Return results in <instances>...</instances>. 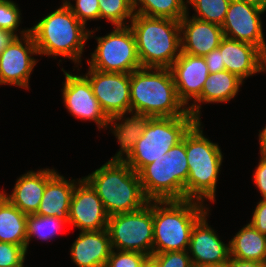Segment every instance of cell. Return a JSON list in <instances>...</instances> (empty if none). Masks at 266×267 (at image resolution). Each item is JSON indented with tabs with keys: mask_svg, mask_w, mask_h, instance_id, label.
Here are the masks:
<instances>
[{
	"mask_svg": "<svg viewBox=\"0 0 266 267\" xmlns=\"http://www.w3.org/2000/svg\"><path fill=\"white\" fill-rule=\"evenodd\" d=\"M140 267H156L155 259L152 256H148L140 265Z\"/></svg>",
	"mask_w": 266,
	"mask_h": 267,
	"instance_id": "7bdbcfd3",
	"label": "cell"
},
{
	"mask_svg": "<svg viewBox=\"0 0 266 267\" xmlns=\"http://www.w3.org/2000/svg\"><path fill=\"white\" fill-rule=\"evenodd\" d=\"M18 36L8 30L0 28V54L11 44Z\"/></svg>",
	"mask_w": 266,
	"mask_h": 267,
	"instance_id": "ab89813d",
	"label": "cell"
},
{
	"mask_svg": "<svg viewBox=\"0 0 266 267\" xmlns=\"http://www.w3.org/2000/svg\"><path fill=\"white\" fill-rule=\"evenodd\" d=\"M181 52L205 56L219 47L224 33L220 25L189 17V11L180 20Z\"/></svg>",
	"mask_w": 266,
	"mask_h": 267,
	"instance_id": "d6986e66",
	"label": "cell"
},
{
	"mask_svg": "<svg viewBox=\"0 0 266 267\" xmlns=\"http://www.w3.org/2000/svg\"><path fill=\"white\" fill-rule=\"evenodd\" d=\"M206 212L193 226L188 254L193 267L226 264L230 257V247L220 240L217 231L208 225Z\"/></svg>",
	"mask_w": 266,
	"mask_h": 267,
	"instance_id": "2e32d148",
	"label": "cell"
},
{
	"mask_svg": "<svg viewBox=\"0 0 266 267\" xmlns=\"http://www.w3.org/2000/svg\"><path fill=\"white\" fill-rule=\"evenodd\" d=\"M47 184V168L26 171L16 180L11 194L3 190L4 196L20 211L35 214L41 203Z\"/></svg>",
	"mask_w": 266,
	"mask_h": 267,
	"instance_id": "cb8c5ba5",
	"label": "cell"
},
{
	"mask_svg": "<svg viewBox=\"0 0 266 267\" xmlns=\"http://www.w3.org/2000/svg\"><path fill=\"white\" fill-rule=\"evenodd\" d=\"M195 200L153 201V253L188 250L195 223L208 204Z\"/></svg>",
	"mask_w": 266,
	"mask_h": 267,
	"instance_id": "3957f363",
	"label": "cell"
},
{
	"mask_svg": "<svg viewBox=\"0 0 266 267\" xmlns=\"http://www.w3.org/2000/svg\"><path fill=\"white\" fill-rule=\"evenodd\" d=\"M134 13L180 21L188 11L185 0H131Z\"/></svg>",
	"mask_w": 266,
	"mask_h": 267,
	"instance_id": "4316f807",
	"label": "cell"
},
{
	"mask_svg": "<svg viewBox=\"0 0 266 267\" xmlns=\"http://www.w3.org/2000/svg\"><path fill=\"white\" fill-rule=\"evenodd\" d=\"M207 63L208 71L210 74L224 71L225 65L221 59V52L219 48L212 50L209 54L203 56Z\"/></svg>",
	"mask_w": 266,
	"mask_h": 267,
	"instance_id": "74e56055",
	"label": "cell"
},
{
	"mask_svg": "<svg viewBox=\"0 0 266 267\" xmlns=\"http://www.w3.org/2000/svg\"><path fill=\"white\" fill-rule=\"evenodd\" d=\"M129 27L142 67L170 68L180 56V21L134 13Z\"/></svg>",
	"mask_w": 266,
	"mask_h": 267,
	"instance_id": "8992f818",
	"label": "cell"
},
{
	"mask_svg": "<svg viewBox=\"0 0 266 267\" xmlns=\"http://www.w3.org/2000/svg\"><path fill=\"white\" fill-rule=\"evenodd\" d=\"M65 220L55 216H41L37 214L27 215L26 252L32 238L47 241L59 234L61 226L67 225ZM58 233V234H57Z\"/></svg>",
	"mask_w": 266,
	"mask_h": 267,
	"instance_id": "83f0119b",
	"label": "cell"
},
{
	"mask_svg": "<svg viewBox=\"0 0 266 267\" xmlns=\"http://www.w3.org/2000/svg\"><path fill=\"white\" fill-rule=\"evenodd\" d=\"M112 249L153 254V201L133 212L110 215L107 224Z\"/></svg>",
	"mask_w": 266,
	"mask_h": 267,
	"instance_id": "30bf717a",
	"label": "cell"
},
{
	"mask_svg": "<svg viewBox=\"0 0 266 267\" xmlns=\"http://www.w3.org/2000/svg\"><path fill=\"white\" fill-rule=\"evenodd\" d=\"M63 2H62V5H69L71 2H70V0H62Z\"/></svg>",
	"mask_w": 266,
	"mask_h": 267,
	"instance_id": "f6af8a7d",
	"label": "cell"
},
{
	"mask_svg": "<svg viewBox=\"0 0 266 267\" xmlns=\"http://www.w3.org/2000/svg\"><path fill=\"white\" fill-rule=\"evenodd\" d=\"M95 39L98 45L87 60L89 68L130 74L142 67L135 36L129 26H114L113 31Z\"/></svg>",
	"mask_w": 266,
	"mask_h": 267,
	"instance_id": "9c48e42d",
	"label": "cell"
},
{
	"mask_svg": "<svg viewBox=\"0 0 266 267\" xmlns=\"http://www.w3.org/2000/svg\"><path fill=\"white\" fill-rule=\"evenodd\" d=\"M197 121L189 112L179 117L150 118L126 163L138 173L182 141Z\"/></svg>",
	"mask_w": 266,
	"mask_h": 267,
	"instance_id": "ba28073f",
	"label": "cell"
},
{
	"mask_svg": "<svg viewBox=\"0 0 266 267\" xmlns=\"http://www.w3.org/2000/svg\"><path fill=\"white\" fill-rule=\"evenodd\" d=\"M84 76L108 118L131 111L130 74L103 72L88 68Z\"/></svg>",
	"mask_w": 266,
	"mask_h": 267,
	"instance_id": "8fae6325",
	"label": "cell"
},
{
	"mask_svg": "<svg viewBox=\"0 0 266 267\" xmlns=\"http://www.w3.org/2000/svg\"><path fill=\"white\" fill-rule=\"evenodd\" d=\"M195 11L192 17L222 26L231 0H186Z\"/></svg>",
	"mask_w": 266,
	"mask_h": 267,
	"instance_id": "f1b7e54d",
	"label": "cell"
},
{
	"mask_svg": "<svg viewBox=\"0 0 266 267\" xmlns=\"http://www.w3.org/2000/svg\"><path fill=\"white\" fill-rule=\"evenodd\" d=\"M218 48L225 70L243 82L250 76L266 72V55L255 45L224 37Z\"/></svg>",
	"mask_w": 266,
	"mask_h": 267,
	"instance_id": "ac0fdd59",
	"label": "cell"
},
{
	"mask_svg": "<svg viewBox=\"0 0 266 267\" xmlns=\"http://www.w3.org/2000/svg\"><path fill=\"white\" fill-rule=\"evenodd\" d=\"M109 215L92 186L82 177L75 185L69 207V223L80 231L107 229Z\"/></svg>",
	"mask_w": 266,
	"mask_h": 267,
	"instance_id": "9a60e30c",
	"label": "cell"
},
{
	"mask_svg": "<svg viewBox=\"0 0 266 267\" xmlns=\"http://www.w3.org/2000/svg\"><path fill=\"white\" fill-rule=\"evenodd\" d=\"M203 267H227V265L223 264V265H212V266H203Z\"/></svg>",
	"mask_w": 266,
	"mask_h": 267,
	"instance_id": "ee69618b",
	"label": "cell"
},
{
	"mask_svg": "<svg viewBox=\"0 0 266 267\" xmlns=\"http://www.w3.org/2000/svg\"><path fill=\"white\" fill-rule=\"evenodd\" d=\"M230 257L266 263V235L250 223L243 226L229 241Z\"/></svg>",
	"mask_w": 266,
	"mask_h": 267,
	"instance_id": "d4e9b609",
	"label": "cell"
},
{
	"mask_svg": "<svg viewBox=\"0 0 266 267\" xmlns=\"http://www.w3.org/2000/svg\"><path fill=\"white\" fill-rule=\"evenodd\" d=\"M266 10V0H239Z\"/></svg>",
	"mask_w": 266,
	"mask_h": 267,
	"instance_id": "b9f144b4",
	"label": "cell"
},
{
	"mask_svg": "<svg viewBox=\"0 0 266 267\" xmlns=\"http://www.w3.org/2000/svg\"><path fill=\"white\" fill-rule=\"evenodd\" d=\"M189 173L186 134L174 147L144 166L139 172L143 192L149 201L185 200Z\"/></svg>",
	"mask_w": 266,
	"mask_h": 267,
	"instance_id": "52a82bcc",
	"label": "cell"
},
{
	"mask_svg": "<svg viewBox=\"0 0 266 267\" xmlns=\"http://www.w3.org/2000/svg\"><path fill=\"white\" fill-rule=\"evenodd\" d=\"M111 252L107 229L81 231L70 248L71 260L77 267H105Z\"/></svg>",
	"mask_w": 266,
	"mask_h": 267,
	"instance_id": "ffe728a7",
	"label": "cell"
},
{
	"mask_svg": "<svg viewBox=\"0 0 266 267\" xmlns=\"http://www.w3.org/2000/svg\"><path fill=\"white\" fill-rule=\"evenodd\" d=\"M21 11L12 0H0V28L11 31L17 36V31L21 36L30 33V28L19 30L18 27L21 23ZM21 31V32H20Z\"/></svg>",
	"mask_w": 266,
	"mask_h": 267,
	"instance_id": "4dcf8cb0",
	"label": "cell"
},
{
	"mask_svg": "<svg viewBox=\"0 0 266 267\" xmlns=\"http://www.w3.org/2000/svg\"><path fill=\"white\" fill-rule=\"evenodd\" d=\"M26 246L0 242V267H24Z\"/></svg>",
	"mask_w": 266,
	"mask_h": 267,
	"instance_id": "1f68e13d",
	"label": "cell"
},
{
	"mask_svg": "<svg viewBox=\"0 0 266 267\" xmlns=\"http://www.w3.org/2000/svg\"><path fill=\"white\" fill-rule=\"evenodd\" d=\"M83 178L100 197L109 216L133 212L149 203L138 173L126 162L107 161Z\"/></svg>",
	"mask_w": 266,
	"mask_h": 267,
	"instance_id": "5b68a950",
	"label": "cell"
},
{
	"mask_svg": "<svg viewBox=\"0 0 266 267\" xmlns=\"http://www.w3.org/2000/svg\"><path fill=\"white\" fill-rule=\"evenodd\" d=\"M86 28L68 6L61 5L33 25L30 33L38 55L68 58L78 67L86 41L94 37L95 30Z\"/></svg>",
	"mask_w": 266,
	"mask_h": 267,
	"instance_id": "6da1fadb",
	"label": "cell"
},
{
	"mask_svg": "<svg viewBox=\"0 0 266 267\" xmlns=\"http://www.w3.org/2000/svg\"><path fill=\"white\" fill-rule=\"evenodd\" d=\"M61 70L65 75L61 89L65 108L77 119L91 120L96 123L98 130L104 129L109 118L94 96L89 80L83 74L74 75L63 68Z\"/></svg>",
	"mask_w": 266,
	"mask_h": 267,
	"instance_id": "4fadbf2b",
	"label": "cell"
},
{
	"mask_svg": "<svg viewBox=\"0 0 266 267\" xmlns=\"http://www.w3.org/2000/svg\"><path fill=\"white\" fill-rule=\"evenodd\" d=\"M265 11L239 0H231L221 26L224 37L253 44L266 55V41L260 17Z\"/></svg>",
	"mask_w": 266,
	"mask_h": 267,
	"instance_id": "5bb4252c",
	"label": "cell"
},
{
	"mask_svg": "<svg viewBox=\"0 0 266 267\" xmlns=\"http://www.w3.org/2000/svg\"><path fill=\"white\" fill-rule=\"evenodd\" d=\"M259 146H260V154L266 155V125L259 130Z\"/></svg>",
	"mask_w": 266,
	"mask_h": 267,
	"instance_id": "60d3db41",
	"label": "cell"
},
{
	"mask_svg": "<svg viewBox=\"0 0 266 267\" xmlns=\"http://www.w3.org/2000/svg\"><path fill=\"white\" fill-rule=\"evenodd\" d=\"M156 267H193L187 250L153 253Z\"/></svg>",
	"mask_w": 266,
	"mask_h": 267,
	"instance_id": "e575fe53",
	"label": "cell"
},
{
	"mask_svg": "<svg viewBox=\"0 0 266 267\" xmlns=\"http://www.w3.org/2000/svg\"><path fill=\"white\" fill-rule=\"evenodd\" d=\"M98 1L100 20L105 19L108 22L112 23V25L114 26H129V23L134 16L131 0ZM127 19H129V21Z\"/></svg>",
	"mask_w": 266,
	"mask_h": 267,
	"instance_id": "f546056e",
	"label": "cell"
},
{
	"mask_svg": "<svg viewBox=\"0 0 266 267\" xmlns=\"http://www.w3.org/2000/svg\"><path fill=\"white\" fill-rule=\"evenodd\" d=\"M38 50L31 33L18 36L0 54V85L29 89V80L38 60Z\"/></svg>",
	"mask_w": 266,
	"mask_h": 267,
	"instance_id": "7c38bea8",
	"label": "cell"
},
{
	"mask_svg": "<svg viewBox=\"0 0 266 267\" xmlns=\"http://www.w3.org/2000/svg\"><path fill=\"white\" fill-rule=\"evenodd\" d=\"M202 122L197 121L186 133L189 173L185 199L215 202L216 187L223 154L217 143L204 136Z\"/></svg>",
	"mask_w": 266,
	"mask_h": 267,
	"instance_id": "277c9868",
	"label": "cell"
},
{
	"mask_svg": "<svg viewBox=\"0 0 266 267\" xmlns=\"http://www.w3.org/2000/svg\"><path fill=\"white\" fill-rule=\"evenodd\" d=\"M253 181L261 194V199H266V155L260 154L258 165L253 174Z\"/></svg>",
	"mask_w": 266,
	"mask_h": 267,
	"instance_id": "8d00e7d4",
	"label": "cell"
},
{
	"mask_svg": "<svg viewBox=\"0 0 266 267\" xmlns=\"http://www.w3.org/2000/svg\"><path fill=\"white\" fill-rule=\"evenodd\" d=\"M249 223L261 234L266 235V199H261L255 207Z\"/></svg>",
	"mask_w": 266,
	"mask_h": 267,
	"instance_id": "d590c367",
	"label": "cell"
},
{
	"mask_svg": "<svg viewBox=\"0 0 266 267\" xmlns=\"http://www.w3.org/2000/svg\"><path fill=\"white\" fill-rule=\"evenodd\" d=\"M226 265L227 267H266V263L250 260H239L232 257H229Z\"/></svg>",
	"mask_w": 266,
	"mask_h": 267,
	"instance_id": "f35d334b",
	"label": "cell"
},
{
	"mask_svg": "<svg viewBox=\"0 0 266 267\" xmlns=\"http://www.w3.org/2000/svg\"><path fill=\"white\" fill-rule=\"evenodd\" d=\"M80 180L67 179L55 168H47V184L39 208L35 214L55 216L69 223V207L76 183Z\"/></svg>",
	"mask_w": 266,
	"mask_h": 267,
	"instance_id": "44dd1931",
	"label": "cell"
},
{
	"mask_svg": "<svg viewBox=\"0 0 266 267\" xmlns=\"http://www.w3.org/2000/svg\"><path fill=\"white\" fill-rule=\"evenodd\" d=\"M3 196H4V194H3V190H2V191L0 190V199H1Z\"/></svg>",
	"mask_w": 266,
	"mask_h": 267,
	"instance_id": "bcb514c9",
	"label": "cell"
},
{
	"mask_svg": "<svg viewBox=\"0 0 266 267\" xmlns=\"http://www.w3.org/2000/svg\"><path fill=\"white\" fill-rule=\"evenodd\" d=\"M148 255L141 252L112 249L106 267H140Z\"/></svg>",
	"mask_w": 266,
	"mask_h": 267,
	"instance_id": "d6a6232c",
	"label": "cell"
},
{
	"mask_svg": "<svg viewBox=\"0 0 266 267\" xmlns=\"http://www.w3.org/2000/svg\"><path fill=\"white\" fill-rule=\"evenodd\" d=\"M27 214L5 196L0 199V242L26 246Z\"/></svg>",
	"mask_w": 266,
	"mask_h": 267,
	"instance_id": "484cf974",
	"label": "cell"
},
{
	"mask_svg": "<svg viewBox=\"0 0 266 267\" xmlns=\"http://www.w3.org/2000/svg\"><path fill=\"white\" fill-rule=\"evenodd\" d=\"M179 100L189 107V101H195L202 92L209 77L207 63L201 56L181 52L170 67Z\"/></svg>",
	"mask_w": 266,
	"mask_h": 267,
	"instance_id": "e0dca14e",
	"label": "cell"
},
{
	"mask_svg": "<svg viewBox=\"0 0 266 267\" xmlns=\"http://www.w3.org/2000/svg\"><path fill=\"white\" fill-rule=\"evenodd\" d=\"M130 114V117H126ZM115 115L109 118L105 127L112 131L115 135L119 151L110 158V162H126L132 155L135 143L143 135L145 126L151 117L137 112L130 111L129 113Z\"/></svg>",
	"mask_w": 266,
	"mask_h": 267,
	"instance_id": "7402d4cb",
	"label": "cell"
},
{
	"mask_svg": "<svg viewBox=\"0 0 266 267\" xmlns=\"http://www.w3.org/2000/svg\"><path fill=\"white\" fill-rule=\"evenodd\" d=\"M243 81L227 70L209 74L201 95L190 103L188 112L201 121V103H225L236 97Z\"/></svg>",
	"mask_w": 266,
	"mask_h": 267,
	"instance_id": "603a6c76",
	"label": "cell"
},
{
	"mask_svg": "<svg viewBox=\"0 0 266 267\" xmlns=\"http://www.w3.org/2000/svg\"><path fill=\"white\" fill-rule=\"evenodd\" d=\"M75 5H67L77 19L87 25V21L100 19L99 1L98 0H74Z\"/></svg>",
	"mask_w": 266,
	"mask_h": 267,
	"instance_id": "836d02e7",
	"label": "cell"
},
{
	"mask_svg": "<svg viewBox=\"0 0 266 267\" xmlns=\"http://www.w3.org/2000/svg\"><path fill=\"white\" fill-rule=\"evenodd\" d=\"M131 111L151 118L184 116L170 68L141 67L130 73Z\"/></svg>",
	"mask_w": 266,
	"mask_h": 267,
	"instance_id": "7a4b0ae2",
	"label": "cell"
}]
</instances>
